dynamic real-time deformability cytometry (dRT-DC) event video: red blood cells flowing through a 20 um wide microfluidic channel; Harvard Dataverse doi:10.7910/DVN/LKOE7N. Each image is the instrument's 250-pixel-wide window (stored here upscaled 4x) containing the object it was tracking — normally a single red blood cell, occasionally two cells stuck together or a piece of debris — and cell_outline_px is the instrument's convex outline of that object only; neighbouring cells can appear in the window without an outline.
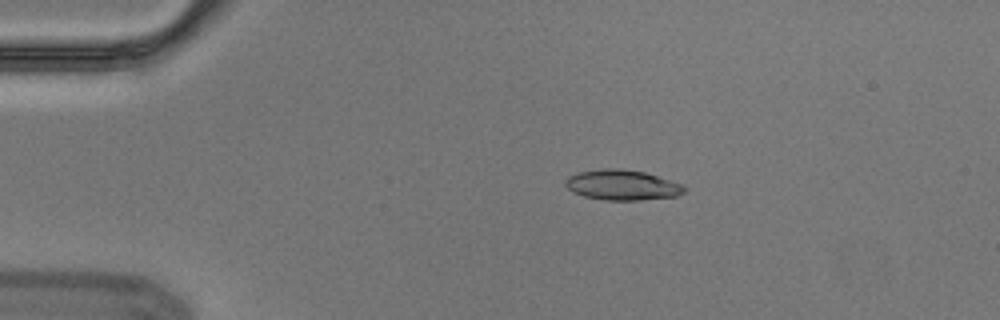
{"species": "Egyptian fruit bat (a non-hibernating species)", "species_latin": "Rousettus aegyptiacus", "temperature_condition": "cold", "stored_images_in_passage": 4, "camera_frame_rate_fps": 3000, "um_per_image_px": 0.085, "animal": {"sex": "male"}, "frame": {"image": 1, "passage_image": 3, "time_ms": 0.667, "image_size_px": [1000, 320], "cell_outline_px": [[688, 188], [684, 192], [676, 196], [640, 200], [604, 200], [584, 196], [572, 192], [564, 184], [564, 180], [568, 176], [580, 172], [604, 168], [620, 168], [644, 172], [684, 184]], "centroid_in_image_um": [52.9, 15.72], "position_along_channel_um": 32.1, "area_um2": 21.1}}